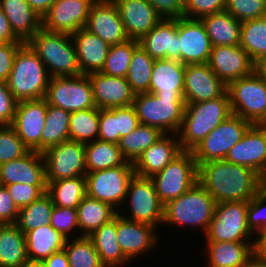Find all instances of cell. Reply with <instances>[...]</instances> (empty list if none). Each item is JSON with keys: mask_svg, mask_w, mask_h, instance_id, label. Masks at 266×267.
<instances>
[{"mask_svg": "<svg viewBox=\"0 0 266 267\" xmlns=\"http://www.w3.org/2000/svg\"><path fill=\"white\" fill-rule=\"evenodd\" d=\"M0 7L9 20L12 32L23 43H27L42 28V18L26 0H0Z\"/></svg>", "mask_w": 266, "mask_h": 267, "instance_id": "obj_31", "label": "cell"}, {"mask_svg": "<svg viewBox=\"0 0 266 267\" xmlns=\"http://www.w3.org/2000/svg\"><path fill=\"white\" fill-rule=\"evenodd\" d=\"M64 250L70 267H105L88 236L66 239Z\"/></svg>", "mask_w": 266, "mask_h": 267, "instance_id": "obj_45", "label": "cell"}, {"mask_svg": "<svg viewBox=\"0 0 266 267\" xmlns=\"http://www.w3.org/2000/svg\"><path fill=\"white\" fill-rule=\"evenodd\" d=\"M245 267H266V260L254 254L247 262Z\"/></svg>", "mask_w": 266, "mask_h": 267, "instance_id": "obj_63", "label": "cell"}, {"mask_svg": "<svg viewBox=\"0 0 266 267\" xmlns=\"http://www.w3.org/2000/svg\"><path fill=\"white\" fill-rule=\"evenodd\" d=\"M47 115L45 98L17 102L12 128L30 151L41 153V133Z\"/></svg>", "mask_w": 266, "mask_h": 267, "instance_id": "obj_16", "label": "cell"}, {"mask_svg": "<svg viewBox=\"0 0 266 267\" xmlns=\"http://www.w3.org/2000/svg\"><path fill=\"white\" fill-rule=\"evenodd\" d=\"M254 254L266 260V228L255 236Z\"/></svg>", "mask_w": 266, "mask_h": 267, "instance_id": "obj_61", "label": "cell"}, {"mask_svg": "<svg viewBox=\"0 0 266 267\" xmlns=\"http://www.w3.org/2000/svg\"><path fill=\"white\" fill-rule=\"evenodd\" d=\"M248 201L216 203L205 241H255L247 226Z\"/></svg>", "mask_w": 266, "mask_h": 267, "instance_id": "obj_9", "label": "cell"}, {"mask_svg": "<svg viewBox=\"0 0 266 267\" xmlns=\"http://www.w3.org/2000/svg\"><path fill=\"white\" fill-rule=\"evenodd\" d=\"M50 78L37 53L28 43H23L16 52L6 83L18 102L37 100L46 97Z\"/></svg>", "mask_w": 266, "mask_h": 267, "instance_id": "obj_3", "label": "cell"}, {"mask_svg": "<svg viewBox=\"0 0 266 267\" xmlns=\"http://www.w3.org/2000/svg\"><path fill=\"white\" fill-rule=\"evenodd\" d=\"M207 64L226 85L252 74L258 67L240 45L212 47Z\"/></svg>", "mask_w": 266, "mask_h": 267, "instance_id": "obj_20", "label": "cell"}, {"mask_svg": "<svg viewBox=\"0 0 266 267\" xmlns=\"http://www.w3.org/2000/svg\"><path fill=\"white\" fill-rule=\"evenodd\" d=\"M99 109L91 108L71 112L69 120V140L89 143L98 139Z\"/></svg>", "mask_w": 266, "mask_h": 267, "instance_id": "obj_43", "label": "cell"}, {"mask_svg": "<svg viewBox=\"0 0 266 267\" xmlns=\"http://www.w3.org/2000/svg\"><path fill=\"white\" fill-rule=\"evenodd\" d=\"M29 151L11 125H0V164L19 159Z\"/></svg>", "mask_w": 266, "mask_h": 267, "instance_id": "obj_47", "label": "cell"}, {"mask_svg": "<svg viewBox=\"0 0 266 267\" xmlns=\"http://www.w3.org/2000/svg\"><path fill=\"white\" fill-rule=\"evenodd\" d=\"M156 230L149 224L130 221L117 214V241L130 262L141 254L144 256L145 252L153 251L161 243Z\"/></svg>", "mask_w": 266, "mask_h": 267, "instance_id": "obj_21", "label": "cell"}, {"mask_svg": "<svg viewBox=\"0 0 266 267\" xmlns=\"http://www.w3.org/2000/svg\"><path fill=\"white\" fill-rule=\"evenodd\" d=\"M163 19L183 17L184 0H146Z\"/></svg>", "mask_w": 266, "mask_h": 267, "instance_id": "obj_56", "label": "cell"}, {"mask_svg": "<svg viewBox=\"0 0 266 267\" xmlns=\"http://www.w3.org/2000/svg\"><path fill=\"white\" fill-rule=\"evenodd\" d=\"M215 206L216 202L212 196L199 182H196L188 191L164 205L162 225L202 228V234L205 235Z\"/></svg>", "mask_w": 266, "mask_h": 267, "instance_id": "obj_4", "label": "cell"}, {"mask_svg": "<svg viewBox=\"0 0 266 267\" xmlns=\"http://www.w3.org/2000/svg\"><path fill=\"white\" fill-rule=\"evenodd\" d=\"M179 62L185 65L208 63L212 44L201 19H177Z\"/></svg>", "mask_w": 266, "mask_h": 267, "instance_id": "obj_15", "label": "cell"}, {"mask_svg": "<svg viewBox=\"0 0 266 267\" xmlns=\"http://www.w3.org/2000/svg\"><path fill=\"white\" fill-rule=\"evenodd\" d=\"M206 267H245L254 255L255 241H205Z\"/></svg>", "mask_w": 266, "mask_h": 267, "instance_id": "obj_29", "label": "cell"}, {"mask_svg": "<svg viewBox=\"0 0 266 267\" xmlns=\"http://www.w3.org/2000/svg\"><path fill=\"white\" fill-rule=\"evenodd\" d=\"M257 69L263 74V76L266 78V60H264Z\"/></svg>", "mask_w": 266, "mask_h": 267, "instance_id": "obj_65", "label": "cell"}, {"mask_svg": "<svg viewBox=\"0 0 266 267\" xmlns=\"http://www.w3.org/2000/svg\"><path fill=\"white\" fill-rule=\"evenodd\" d=\"M133 107L141 124L156 127L164 134H178L185 110L184 96L138 93Z\"/></svg>", "mask_w": 266, "mask_h": 267, "instance_id": "obj_6", "label": "cell"}, {"mask_svg": "<svg viewBox=\"0 0 266 267\" xmlns=\"http://www.w3.org/2000/svg\"><path fill=\"white\" fill-rule=\"evenodd\" d=\"M93 88V99L98 109L133 105L136 93L125 77L109 76L102 72L88 74Z\"/></svg>", "mask_w": 266, "mask_h": 267, "instance_id": "obj_23", "label": "cell"}, {"mask_svg": "<svg viewBox=\"0 0 266 267\" xmlns=\"http://www.w3.org/2000/svg\"><path fill=\"white\" fill-rule=\"evenodd\" d=\"M45 267H70L68 256L65 250L53 253L50 257L42 261Z\"/></svg>", "mask_w": 266, "mask_h": 267, "instance_id": "obj_60", "label": "cell"}, {"mask_svg": "<svg viewBox=\"0 0 266 267\" xmlns=\"http://www.w3.org/2000/svg\"><path fill=\"white\" fill-rule=\"evenodd\" d=\"M226 9V0H184L183 17L201 19Z\"/></svg>", "mask_w": 266, "mask_h": 267, "instance_id": "obj_52", "label": "cell"}, {"mask_svg": "<svg viewBox=\"0 0 266 267\" xmlns=\"http://www.w3.org/2000/svg\"><path fill=\"white\" fill-rule=\"evenodd\" d=\"M27 43L44 63L50 77L81 75L71 34L41 28Z\"/></svg>", "mask_w": 266, "mask_h": 267, "instance_id": "obj_5", "label": "cell"}, {"mask_svg": "<svg viewBox=\"0 0 266 267\" xmlns=\"http://www.w3.org/2000/svg\"><path fill=\"white\" fill-rule=\"evenodd\" d=\"M201 21L213 47L240 45L242 23L226 10L203 16Z\"/></svg>", "mask_w": 266, "mask_h": 267, "instance_id": "obj_33", "label": "cell"}, {"mask_svg": "<svg viewBox=\"0 0 266 267\" xmlns=\"http://www.w3.org/2000/svg\"><path fill=\"white\" fill-rule=\"evenodd\" d=\"M179 41L177 19H162L139 40V45L155 60L179 61Z\"/></svg>", "mask_w": 266, "mask_h": 267, "instance_id": "obj_27", "label": "cell"}, {"mask_svg": "<svg viewBox=\"0 0 266 267\" xmlns=\"http://www.w3.org/2000/svg\"><path fill=\"white\" fill-rule=\"evenodd\" d=\"M95 0H55L42 17V28L49 32L73 34L85 28Z\"/></svg>", "mask_w": 266, "mask_h": 267, "instance_id": "obj_17", "label": "cell"}, {"mask_svg": "<svg viewBox=\"0 0 266 267\" xmlns=\"http://www.w3.org/2000/svg\"><path fill=\"white\" fill-rule=\"evenodd\" d=\"M48 105L69 112L96 108L88 75L51 77L45 97Z\"/></svg>", "mask_w": 266, "mask_h": 267, "instance_id": "obj_13", "label": "cell"}, {"mask_svg": "<svg viewBox=\"0 0 266 267\" xmlns=\"http://www.w3.org/2000/svg\"><path fill=\"white\" fill-rule=\"evenodd\" d=\"M129 39L140 40L163 18L146 0H113Z\"/></svg>", "mask_w": 266, "mask_h": 267, "instance_id": "obj_24", "label": "cell"}, {"mask_svg": "<svg viewBox=\"0 0 266 267\" xmlns=\"http://www.w3.org/2000/svg\"><path fill=\"white\" fill-rule=\"evenodd\" d=\"M198 182L216 203L249 201L266 186L254 170L225 159L200 164Z\"/></svg>", "mask_w": 266, "mask_h": 267, "instance_id": "obj_1", "label": "cell"}, {"mask_svg": "<svg viewBox=\"0 0 266 267\" xmlns=\"http://www.w3.org/2000/svg\"><path fill=\"white\" fill-rule=\"evenodd\" d=\"M81 74L101 72L105 65L110 45L85 28L71 34Z\"/></svg>", "mask_w": 266, "mask_h": 267, "instance_id": "obj_28", "label": "cell"}, {"mask_svg": "<svg viewBox=\"0 0 266 267\" xmlns=\"http://www.w3.org/2000/svg\"><path fill=\"white\" fill-rule=\"evenodd\" d=\"M85 29L110 46L129 40L113 0H95L92 3Z\"/></svg>", "mask_w": 266, "mask_h": 267, "instance_id": "obj_19", "label": "cell"}, {"mask_svg": "<svg viewBox=\"0 0 266 267\" xmlns=\"http://www.w3.org/2000/svg\"><path fill=\"white\" fill-rule=\"evenodd\" d=\"M240 46L257 66L266 60V17L242 22Z\"/></svg>", "mask_w": 266, "mask_h": 267, "instance_id": "obj_39", "label": "cell"}, {"mask_svg": "<svg viewBox=\"0 0 266 267\" xmlns=\"http://www.w3.org/2000/svg\"><path fill=\"white\" fill-rule=\"evenodd\" d=\"M118 214L110 204L88 197L87 195L77 206L80 234L89 236Z\"/></svg>", "mask_w": 266, "mask_h": 267, "instance_id": "obj_36", "label": "cell"}, {"mask_svg": "<svg viewBox=\"0 0 266 267\" xmlns=\"http://www.w3.org/2000/svg\"><path fill=\"white\" fill-rule=\"evenodd\" d=\"M251 125L250 121L231 114L191 150L197 165L225 159Z\"/></svg>", "mask_w": 266, "mask_h": 267, "instance_id": "obj_12", "label": "cell"}, {"mask_svg": "<svg viewBox=\"0 0 266 267\" xmlns=\"http://www.w3.org/2000/svg\"><path fill=\"white\" fill-rule=\"evenodd\" d=\"M163 135L164 133L158 128L140 123L130 134L122 137L118 145L123 157L128 162L134 163L147 148Z\"/></svg>", "mask_w": 266, "mask_h": 267, "instance_id": "obj_41", "label": "cell"}, {"mask_svg": "<svg viewBox=\"0 0 266 267\" xmlns=\"http://www.w3.org/2000/svg\"><path fill=\"white\" fill-rule=\"evenodd\" d=\"M154 62L155 59H153L140 45L134 49L126 79L136 94L149 93Z\"/></svg>", "mask_w": 266, "mask_h": 267, "instance_id": "obj_42", "label": "cell"}, {"mask_svg": "<svg viewBox=\"0 0 266 267\" xmlns=\"http://www.w3.org/2000/svg\"><path fill=\"white\" fill-rule=\"evenodd\" d=\"M124 204L125 207L128 204L130 216L118 211L123 218L149 224L157 229L160 228L158 225L163 224L164 204L160 201L151 178L135 174L129 183Z\"/></svg>", "mask_w": 266, "mask_h": 267, "instance_id": "obj_10", "label": "cell"}, {"mask_svg": "<svg viewBox=\"0 0 266 267\" xmlns=\"http://www.w3.org/2000/svg\"><path fill=\"white\" fill-rule=\"evenodd\" d=\"M227 85L211 70L209 65H185L184 101L198 103L223 96Z\"/></svg>", "mask_w": 266, "mask_h": 267, "instance_id": "obj_22", "label": "cell"}, {"mask_svg": "<svg viewBox=\"0 0 266 267\" xmlns=\"http://www.w3.org/2000/svg\"><path fill=\"white\" fill-rule=\"evenodd\" d=\"M184 74L185 64L178 60H155L149 93L157 96H184Z\"/></svg>", "mask_w": 266, "mask_h": 267, "instance_id": "obj_30", "label": "cell"}, {"mask_svg": "<svg viewBox=\"0 0 266 267\" xmlns=\"http://www.w3.org/2000/svg\"><path fill=\"white\" fill-rule=\"evenodd\" d=\"M247 226L256 236L266 228V186L248 201Z\"/></svg>", "mask_w": 266, "mask_h": 267, "instance_id": "obj_50", "label": "cell"}, {"mask_svg": "<svg viewBox=\"0 0 266 267\" xmlns=\"http://www.w3.org/2000/svg\"><path fill=\"white\" fill-rule=\"evenodd\" d=\"M15 183L47 185L42 153L29 151L19 159L0 164V185Z\"/></svg>", "mask_w": 266, "mask_h": 267, "instance_id": "obj_25", "label": "cell"}, {"mask_svg": "<svg viewBox=\"0 0 266 267\" xmlns=\"http://www.w3.org/2000/svg\"><path fill=\"white\" fill-rule=\"evenodd\" d=\"M4 187L19 209L30 205L47 191V185H29L26 183H15Z\"/></svg>", "mask_w": 266, "mask_h": 267, "instance_id": "obj_51", "label": "cell"}, {"mask_svg": "<svg viewBox=\"0 0 266 267\" xmlns=\"http://www.w3.org/2000/svg\"><path fill=\"white\" fill-rule=\"evenodd\" d=\"M46 193L51 197L54 206L77 208L87 195L86 177L78 176L52 181L47 183Z\"/></svg>", "mask_w": 266, "mask_h": 267, "instance_id": "obj_38", "label": "cell"}, {"mask_svg": "<svg viewBox=\"0 0 266 267\" xmlns=\"http://www.w3.org/2000/svg\"><path fill=\"white\" fill-rule=\"evenodd\" d=\"M22 267H45L42 261L28 260Z\"/></svg>", "mask_w": 266, "mask_h": 267, "instance_id": "obj_64", "label": "cell"}, {"mask_svg": "<svg viewBox=\"0 0 266 267\" xmlns=\"http://www.w3.org/2000/svg\"><path fill=\"white\" fill-rule=\"evenodd\" d=\"M134 175L133 163L128 161L120 167L89 172L85 176L87 196L122 211L129 183Z\"/></svg>", "mask_w": 266, "mask_h": 267, "instance_id": "obj_11", "label": "cell"}, {"mask_svg": "<svg viewBox=\"0 0 266 267\" xmlns=\"http://www.w3.org/2000/svg\"><path fill=\"white\" fill-rule=\"evenodd\" d=\"M182 151L178 134H164L133 163L135 174L151 178Z\"/></svg>", "mask_w": 266, "mask_h": 267, "instance_id": "obj_26", "label": "cell"}, {"mask_svg": "<svg viewBox=\"0 0 266 267\" xmlns=\"http://www.w3.org/2000/svg\"><path fill=\"white\" fill-rule=\"evenodd\" d=\"M138 45L139 41L133 39L111 45L101 72L109 76L126 78L133 51Z\"/></svg>", "mask_w": 266, "mask_h": 267, "instance_id": "obj_46", "label": "cell"}, {"mask_svg": "<svg viewBox=\"0 0 266 267\" xmlns=\"http://www.w3.org/2000/svg\"><path fill=\"white\" fill-rule=\"evenodd\" d=\"M49 224L66 239L74 238L76 230L79 231L77 208H62L54 206ZM72 236H71V235Z\"/></svg>", "mask_w": 266, "mask_h": 267, "instance_id": "obj_49", "label": "cell"}, {"mask_svg": "<svg viewBox=\"0 0 266 267\" xmlns=\"http://www.w3.org/2000/svg\"><path fill=\"white\" fill-rule=\"evenodd\" d=\"M231 114L228 92L208 101L185 103L183 121L178 132L182 150L191 151Z\"/></svg>", "mask_w": 266, "mask_h": 267, "instance_id": "obj_2", "label": "cell"}, {"mask_svg": "<svg viewBox=\"0 0 266 267\" xmlns=\"http://www.w3.org/2000/svg\"><path fill=\"white\" fill-rule=\"evenodd\" d=\"M85 161L87 173L120 167L127 162L118 144L99 139L85 144Z\"/></svg>", "mask_w": 266, "mask_h": 267, "instance_id": "obj_37", "label": "cell"}, {"mask_svg": "<svg viewBox=\"0 0 266 267\" xmlns=\"http://www.w3.org/2000/svg\"><path fill=\"white\" fill-rule=\"evenodd\" d=\"M17 102L8 89L6 81L0 80V125L13 123Z\"/></svg>", "mask_w": 266, "mask_h": 267, "instance_id": "obj_55", "label": "cell"}, {"mask_svg": "<svg viewBox=\"0 0 266 267\" xmlns=\"http://www.w3.org/2000/svg\"><path fill=\"white\" fill-rule=\"evenodd\" d=\"M18 213L19 208L14 204L7 189L0 185V225L15 224Z\"/></svg>", "mask_w": 266, "mask_h": 267, "instance_id": "obj_57", "label": "cell"}, {"mask_svg": "<svg viewBox=\"0 0 266 267\" xmlns=\"http://www.w3.org/2000/svg\"><path fill=\"white\" fill-rule=\"evenodd\" d=\"M241 23L266 17V0H226V9Z\"/></svg>", "mask_w": 266, "mask_h": 267, "instance_id": "obj_48", "label": "cell"}, {"mask_svg": "<svg viewBox=\"0 0 266 267\" xmlns=\"http://www.w3.org/2000/svg\"><path fill=\"white\" fill-rule=\"evenodd\" d=\"M0 43H23L12 32L9 20L0 7Z\"/></svg>", "mask_w": 266, "mask_h": 267, "instance_id": "obj_59", "label": "cell"}, {"mask_svg": "<svg viewBox=\"0 0 266 267\" xmlns=\"http://www.w3.org/2000/svg\"><path fill=\"white\" fill-rule=\"evenodd\" d=\"M28 260L23 231L15 224L0 225V267H22Z\"/></svg>", "mask_w": 266, "mask_h": 267, "instance_id": "obj_35", "label": "cell"}, {"mask_svg": "<svg viewBox=\"0 0 266 267\" xmlns=\"http://www.w3.org/2000/svg\"><path fill=\"white\" fill-rule=\"evenodd\" d=\"M23 43H0V80L6 81L11 73L18 48Z\"/></svg>", "mask_w": 266, "mask_h": 267, "instance_id": "obj_58", "label": "cell"}, {"mask_svg": "<svg viewBox=\"0 0 266 267\" xmlns=\"http://www.w3.org/2000/svg\"><path fill=\"white\" fill-rule=\"evenodd\" d=\"M30 7L42 18L55 0H26Z\"/></svg>", "mask_w": 266, "mask_h": 267, "instance_id": "obj_62", "label": "cell"}, {"mask_svg": "<svg viewBox=\"0 0 266 267\" xmlns=\"http://www.w3.org/2000/svg\"><path fill=\"white\" fill-rule=\"evenodd\" d=\"M140 124L133 105L126 107H115L116 134H120V139L130 134Z\"/></svg>", "mask_w": 266, "mask_h": 267, "instance_id": "obj_53", "label": "cell"}, {"mask_svg": "<svg viewBox=\"0 0 266 267\" xmlns=\"http://www.w3.org/2000/svg\"><path fill=\"white\" fill-rule=\"evenodd\" d=\"M25 236L27 256L31 261H43L63 250L66 242V238L50 224L28 231Z\"/></svg>", "mask_w": 266, "mask_h": 267, "instance_id": "obj_34", "label": "cell"}, {"mask_svg": "<svg viewBox=\"0 0 266 267\" xmlns=\"http://www.w3.org/2000/svg\"><path fill=\"white\" fill-rule=\"evenodd\" d=\"M225 160L254 170L266 181V128L252 124Z\"/></svg>", "mask_w": 266, "mask_h": 267, "instance_id": "obj_18", "label": "cell"}, {"mask_svg": "<svg viewBox=\"0 0 266 267\" xmlns=\"http://www.w3.org/2000/svg\"><path fill=\"white\" fill-rule=\"evenodd\" d=\"M70 115L71 112L47 103V115L41 133V153L69 140Z\"/></svg>", "mask_w": 266, "mask_h": 267, "instance_id": "obj_40", "label": "cell"}, {"mask_svg": "<svg viewBox=\"0 0 266 267\" xmlns=\"http://www.w3.org/2000/svg\"><path fill=\"white\" fill-rule=\"evenodd\" d=\"M98 139L101 141L119 144L120 134H116L115 108L99 109Z\"/></svg>", "mask_w": 266, "mask_h": 267, "instance_id": "obj_54", "label": "cell"}, {"mask_svg": "<svg viewBox=\"0 0 266 267\" xmlns=\"http://www.w3.org/2000/svg\"><path fill=\"white\" fill-rule=\"evenodd\" d=\"M42 155L47 183L87 174L84 143L67 140L48 148Z\"/></svg>", "mask_w": 266, "mask_h": 267, "instance_id": "obj_14", "label": "cell"}, {"mask_svg": "<svg viewBox=\"0 0 266 267\" xmlns=\"http://www.w3.org/2000/svg\"><path fill=\"white\" fill-rule=\"evenodd\" d=\"M259 125L266 128V117L259 123Z\"/></svg>", "mask_w": 266, "mask_h": 267, "instance_id": "obj_66", "label": "cell"}, {"mask_svg": "<svg viewBox=\"0 0 266 267\" xmlns=\"http://www.w3.org/2000/svg\"><path fill=\"white\" fill-rule=\"evenodd\" d=\"M116 234L117 215L88 236L105 267H125L130 262L124 256Z\"/></svg>", "mask_w": 266, "mask_h": 267, "instance_id": "obj_32", "label": "cell"}, {"mask_svg": "<svg viewBox=\"0 0 266 267\" xmlns=\"http://www.w3.org/2000/svg\"><path fill=\"white\" fill-rule=\"evenodd\" d=\"M151 179L164 205L181 196L198 182V165L192 151L183 150Z\"/></svg>", "mask_w": 266, "mask_h": 267, "instance_id": "obj_8", "label": "cell"}, {"mask_svg": "<svg viewBox=\"0 0 266 267\" xmlns=\"http://www.w3.org/2000/svg\"><path fill=\"white\" fill-rule=\"evenodd\" d=\"M53 207L51 197L45 193L30 205L19 209L15 225L26 234L28 231L49 224Z\"/></svg>", "mask_w": 266, "mask_h": 267, "instance_id": "obj_44", "label": "cell"}, {"mask_svg": "<svg viewBox=\"0 0 266 267\" xmlns=\"http://www.w3.org/2000/svg\"><path fill=\"white\" fill-rule=\"evenodd\" d=\"M232 114L259 124L266 117V78L256 69L227 85Z\"/></svg>", "mask_w": 266, "mask_h": 267, "instance_id": "obj_7", "label": "cell"}]
</instances>
